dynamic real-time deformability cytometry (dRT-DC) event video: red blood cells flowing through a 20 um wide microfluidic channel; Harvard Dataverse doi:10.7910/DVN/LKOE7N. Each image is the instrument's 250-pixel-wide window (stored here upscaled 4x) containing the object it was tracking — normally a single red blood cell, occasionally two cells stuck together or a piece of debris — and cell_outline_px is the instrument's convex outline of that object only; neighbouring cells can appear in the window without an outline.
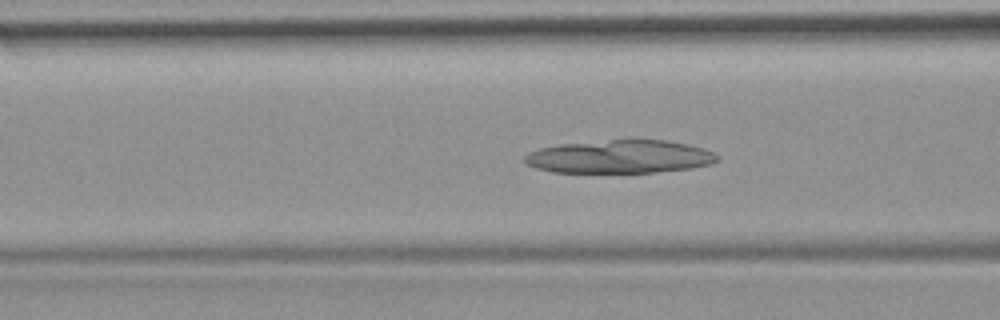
{"species": "common noctule bat (a hibernating species)", "species_latin": "Nyctalus noctula", "temperature_condition": "room temperature", "stored_images_in_passage": 54, "camera_frame_rate_fps": 3000, "um_per_image_px": 0.085, "animal": {"sex": "female", "body_mass_g": 19.9}, "frame": {"image": 1, "passage_image": 21, "time_ms": 6.667, "image_size_px": [1000, 320], "cell_outline_px": [[720, 160], [712, 164], [692, 168], [656, 172], [552, 172], [536, 168], [524, 164], [524, 156], [528, 152], [540, 148], [560, 144], [632, 136], [668, 140], [688, 144], [704, 148], [720, 156]], "centroid_in_image_um": [52.72, 13.27], "position_along_channel_um": 113.9, "area_um2": 38.61}}
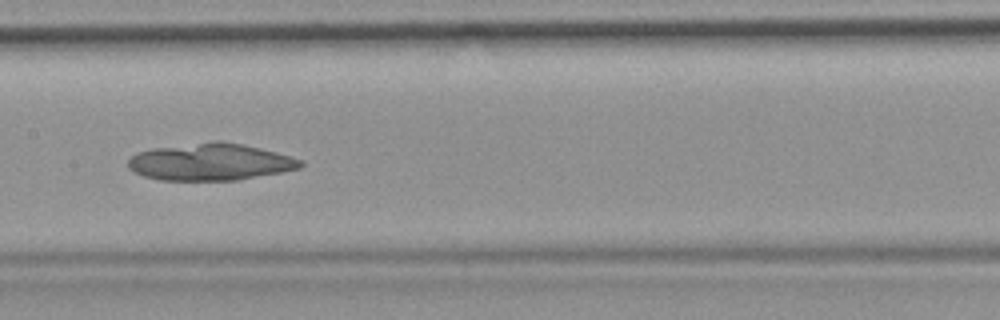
{"frame": {"image": 2, "passage_image": 27, "time_ms": 8.667, "image_size_px": [1000, 320], "cell_outline_px": [[304, 164], [300, 168], [280, 172], [236, 180], [160, 180], [144, 176], [128, 168], [128, 160], [136, 152], [152, 148], [212, 140], [220, 140], [260, 148], [276, 152], [300, 160]], "centroid_in_image_um": [17.83, 13.75], "position_along_channel_um": 189.6, "area_um2": 37.05}}
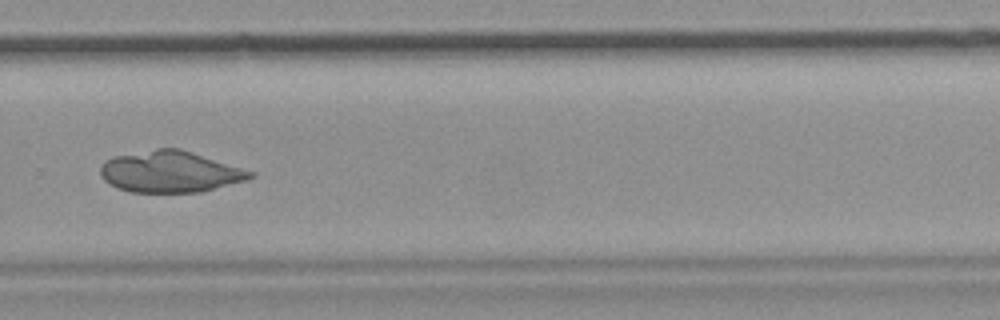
{"frame": {"image": 3, "passage_image": 37, "time_ms": 12.0, "image_size_px": [1000, 320], "cell_outline_px": [[256, 176], [248, 180], [200, 192], [132, 192], [116, 188], [108, 184], [100, 176], [100, 168], [104, 160], [112, 156], [156, 148], [180, 148], [256, 172]], "centroid_in_image_um": [14.45, 14.59], "position_along_channel_um": 315.3, "area_um2": 36.53}}